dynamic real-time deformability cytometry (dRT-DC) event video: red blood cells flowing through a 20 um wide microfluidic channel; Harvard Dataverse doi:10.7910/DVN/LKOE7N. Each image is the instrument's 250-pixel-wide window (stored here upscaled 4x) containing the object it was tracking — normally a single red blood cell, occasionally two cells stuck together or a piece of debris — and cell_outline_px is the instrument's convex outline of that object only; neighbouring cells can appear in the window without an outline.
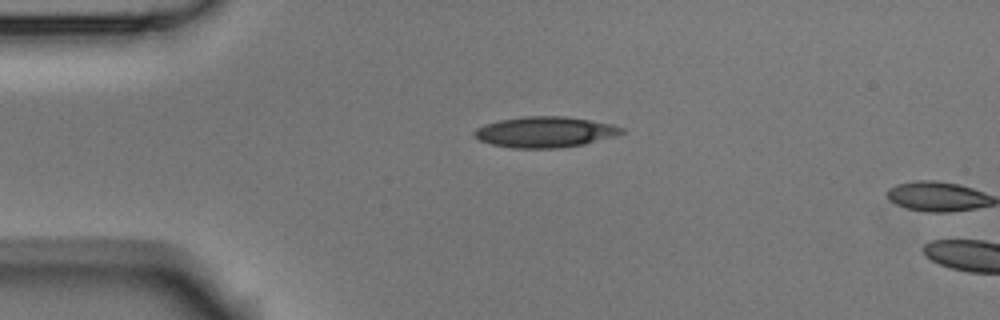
{"species": "Egyptian fruit bat (a non-hibernating species)", "species_latin": "Rousettus aegyptiacus", "temperature_condition": "room temperature", "stored_images_in_passage": 2, "camera_frame_rate_fps": 3000, "um_per_image_px": 0.085, "animal": {"sex": "male"}, "frame": {"image": 1, "passage_image": 1, "time_ms": 0.0, "image_size_px": [1000, 320], "cell_outline_px": [[624, 132], [616, 136], [584, 144], [560, 148], [512, 148], [492, 144], [480, 140], [472, 136], [472, 132], [476, 128], [484, 124], [500, 120], [524, 116], [564, 116], [612, 124], [624, 128]], "centroid_in_image_um": [46.31, 11.22], "position_along_channel_um": 38.7, "area_um2": 26.47}}